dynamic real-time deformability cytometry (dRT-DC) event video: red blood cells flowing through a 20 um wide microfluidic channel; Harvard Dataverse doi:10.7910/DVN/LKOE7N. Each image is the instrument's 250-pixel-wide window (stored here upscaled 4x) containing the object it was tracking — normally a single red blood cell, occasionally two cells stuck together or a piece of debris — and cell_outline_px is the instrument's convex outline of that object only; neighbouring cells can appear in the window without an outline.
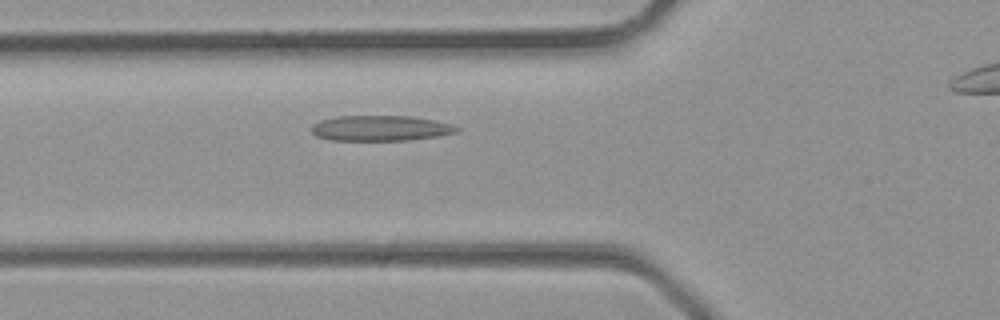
{"species": "common noctule bat (a hibernating species)", "species_latin": "Nyctalus noctula", "temperature_condition": "room temperature", "stored_images_in_passage": 26, "camera_frame_rate_fps": 3000, "um_per_image_px": 0.085, "animal": {"sex": "male", "body_mass_g": 23.1, "forearm_length_mm": 52.7}, "frame": {"image": 1, "passage_image": 8, "time_ms": 2.333, "image_size_px": [1000, 320], "cell_outline_px": [[460, 132], [436, 136], [408, 140], [332, 140], [316, 136], [312, 132], [312, 124], [320, 120], [336, 116], [412, 116], [436, 120], [452, 124], [460, 128]], "centroid_in_image_um": [32.37, 10.89], "position_along_channel_um": 93.4, "area_um2": 21.62}}
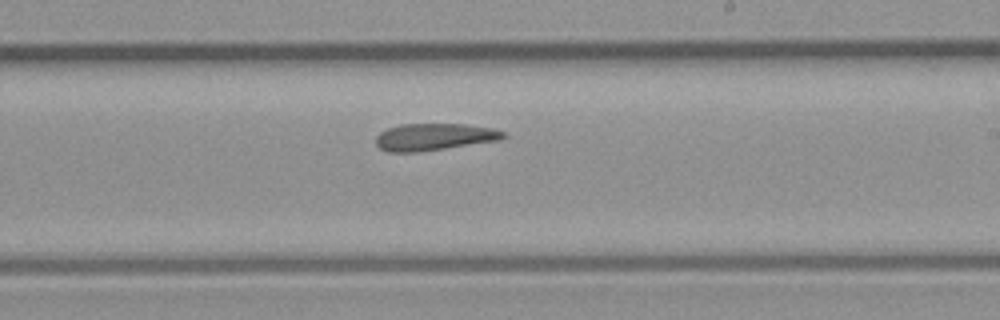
{"frame": {"image": 2, "passage_image": 16, "time_ms": 5.0, "image_size_px": [1000, 320], "cell_outline_px": [[508, 136], [500, 140], [416, 152], [388, 152], [380, 148], [376, 144], [376, 136], [380, 132], [388, 128], [400, 124], [464, 124], [492, 128], [504, 132]], "centroid_in_image_um": [36.89, 11.63], "position_along_channel_um": 252.1, "area_um2": 19.94}}
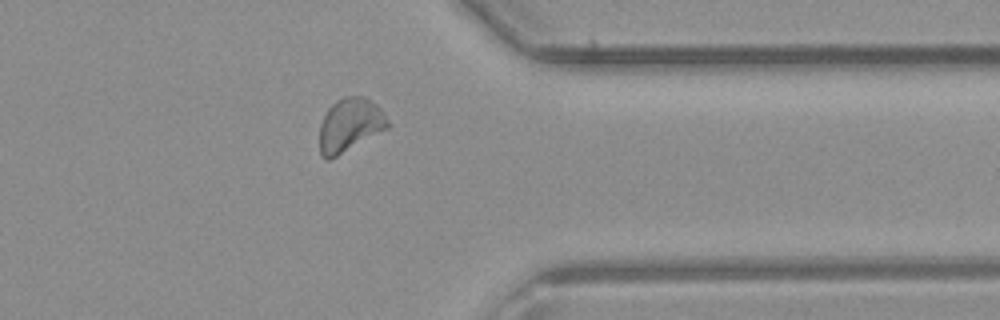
{"frame": {"image": 3, "passage_image": 23, "time_ms": 7.333, "image_size_px": [1000, 320], "cell_outline_px": [[388, 128], [336, 156], [328, 160], [324, 160], [320, 152], [320, 124], [328, 108], [336, 100], [344, 96], [364, 96], [376, 104], [384, 112], [388, 120]], "centroid_in_image_um": [29.73, 10.6], "position_along_channel_um": 381.7, "area_um2": 21.1}}